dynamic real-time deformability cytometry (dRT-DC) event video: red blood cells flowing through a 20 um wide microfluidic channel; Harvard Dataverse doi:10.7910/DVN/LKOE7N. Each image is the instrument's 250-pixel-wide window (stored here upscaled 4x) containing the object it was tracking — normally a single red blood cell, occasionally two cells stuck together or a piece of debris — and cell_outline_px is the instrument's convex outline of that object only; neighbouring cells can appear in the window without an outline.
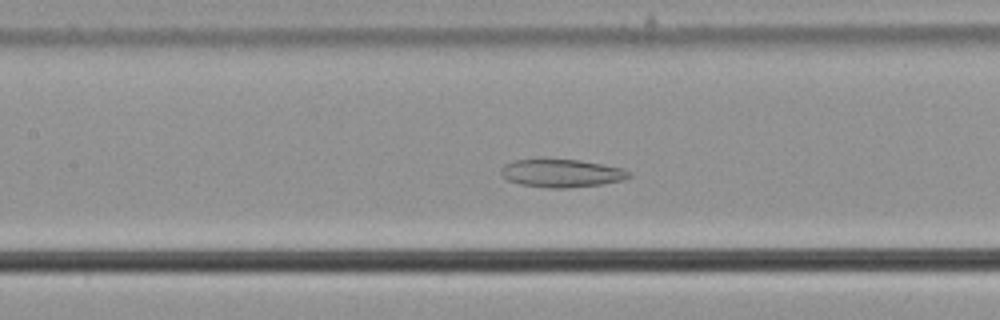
{"species": "common noctule bat (a hibernating species)", "species_latin": "Nyctalus noctula", "temperature_condition": "cold", "stored_images_in_passage": 23, "camera_frame_rate_fps": 3000, "um_per_image_px": 0.085, "animal": {"sex": "male", "body_mass_g": 21.5, "forearm_length_mm": 52.0}, "frame": {"image": 1, "passage_image": 20, "time_ms": 6.333, "image_size_px": [1000, 320], "cell_outline_px": [[632, 176], [624, 180], [600, 184], [568, 188], [548, 188], [520, 184], [508, 180], [500, 172], [500, 168], [504, 164], [516, 160], [536, 156], [580, 160], [624, 168], [632, 172]], "centroid_in_image_um": [47.72, 14.68], "position_along_channel_um": 159.7, "area_um2": 21.73}}